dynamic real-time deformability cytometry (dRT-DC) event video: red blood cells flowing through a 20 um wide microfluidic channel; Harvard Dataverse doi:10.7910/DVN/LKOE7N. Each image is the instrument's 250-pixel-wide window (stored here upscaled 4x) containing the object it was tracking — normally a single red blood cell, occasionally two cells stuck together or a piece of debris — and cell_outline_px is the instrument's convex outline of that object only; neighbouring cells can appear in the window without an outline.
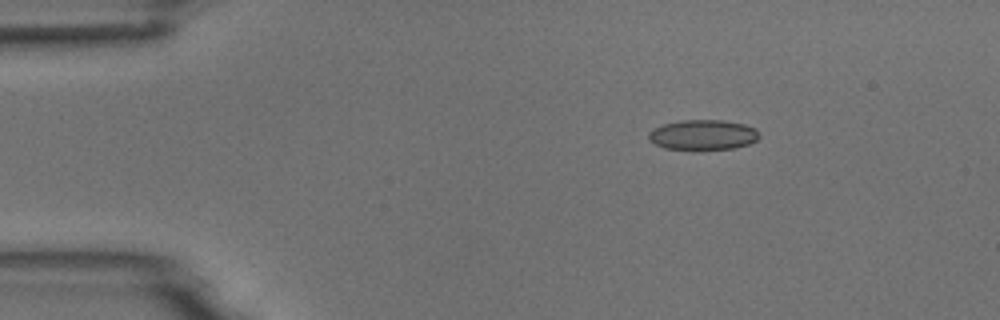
{"species": "common noctule bat (a hibernating species)", "species_latin": "Nyctalus noctula", "temperature_condition": "room temperature", "stored_images_in_passage": 47, "camera_frame_rate_fps": 3000, "um_per_image_px": 0.085, "animal": {"sex": "male", "body_mass_g": 18.8}, "frame": {"image": 1, "passage_image": 1, "time_ms": 0.0, "image_size_px": [1000, 320], "cell_outline_px": [[760, 136], [756, 140], [748, 144], [736, 148], [664, 148], [648, 140], [648, 132], [652, 128], [664, 124], [680, 120], [724, 120], [744, 124], [756, 128]], "centroid_in_image_um": [59.75, 11.43], "position_along_channel_um": 25.3, "area_um2": 19.19}}
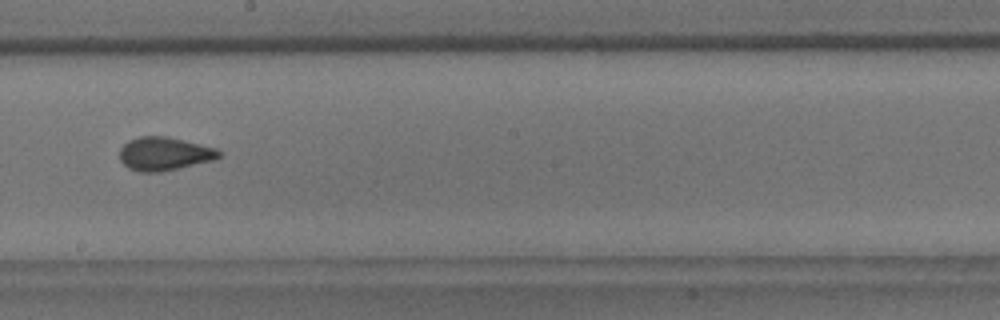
{"frame": {"image": 2, "passage_image": 23, "time_ms": 7.333, "image_size_px": [1000, 320], "cell_outline_px": [[220, 156], [212, 160], [160, 172], [140, 172], [128, 168], [120, 160], [120, 148], [128, 140], [140, 136], [168, 136], [216, 148], [220, 152]], "centroid_in_image_um": [13.92, 13.06], "position_along_channel_um": 234.3, "area_um2": 19.19}}
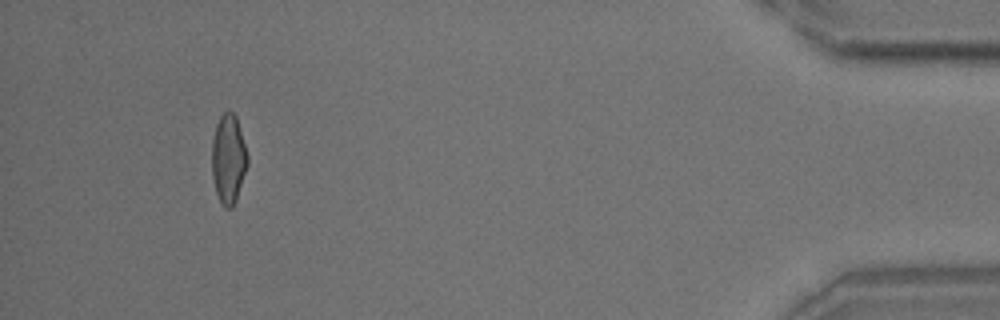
{"frame": {"image": 3, "passage_image": 43, "time_ms": 14.0, "image_size_px": [1000, 320], "cell_outline_px": [[248, 164], [236, 200], [232, 208], [224, 208], [216, 192], [212, 176], [212, 140], [216, 124], [220, 116], [228, 108], [236, 116], [248, 156]], "centroid_in_image_um": [19.41, 13.49], "position_along_channel_um": 415.8, "area_um2": 18.55}, "authors_computed_cell_mechanics": {"area_um2": 19.1318, "velocity_mm_per_s": 3.731, "shape_relaxation_time_tau1_ms": 5.8151, "shape_relaxation_time_tau2_ms": 1.2972, "deformation_change_tau1": 0.1369, "deformation_change_tau2": 0.0592}}